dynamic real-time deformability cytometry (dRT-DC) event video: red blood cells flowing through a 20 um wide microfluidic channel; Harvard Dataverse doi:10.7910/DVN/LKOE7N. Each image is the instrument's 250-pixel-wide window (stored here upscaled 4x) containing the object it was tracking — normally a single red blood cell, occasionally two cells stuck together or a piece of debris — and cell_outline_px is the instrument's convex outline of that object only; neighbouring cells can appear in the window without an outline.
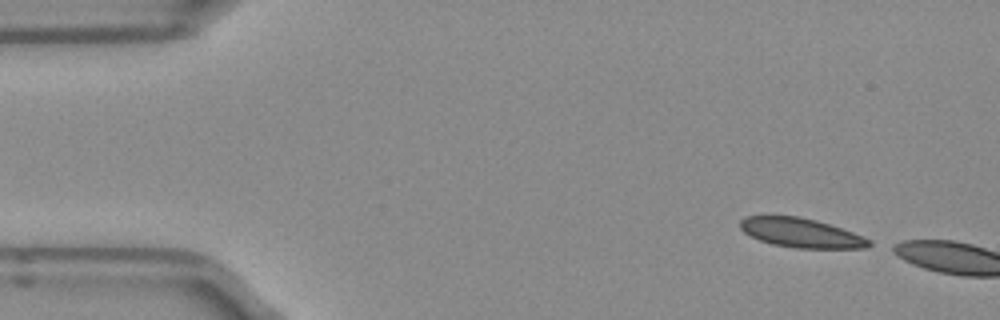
{"species": "Egyptian fruit bat (a non-hibernating species)", "species_latin": "Rousettus aegyptiacus", "temperature_condition": "room temperature", "stored_images_in_passage": 2, "camera_frame_rate_fps": 3000, "um_per_image_px": 0.085, "frame": {"image": 1, "passage_image": 1, "time_ms": 0.0, "image_size_px": [1000, 320], "cell_outline_px": [[872, 244], [868, 248], [796, 248], [772, 244], [760, 240], [744, 232], [740, 228], [740, 220], [744, 216], [796, 216], [816, 220], [852, 232], [872, 240]], "centroid_in_image_um": [68.09, 19.79], "position_along_channel_um": 16.9, "area_um2": 21.85}}